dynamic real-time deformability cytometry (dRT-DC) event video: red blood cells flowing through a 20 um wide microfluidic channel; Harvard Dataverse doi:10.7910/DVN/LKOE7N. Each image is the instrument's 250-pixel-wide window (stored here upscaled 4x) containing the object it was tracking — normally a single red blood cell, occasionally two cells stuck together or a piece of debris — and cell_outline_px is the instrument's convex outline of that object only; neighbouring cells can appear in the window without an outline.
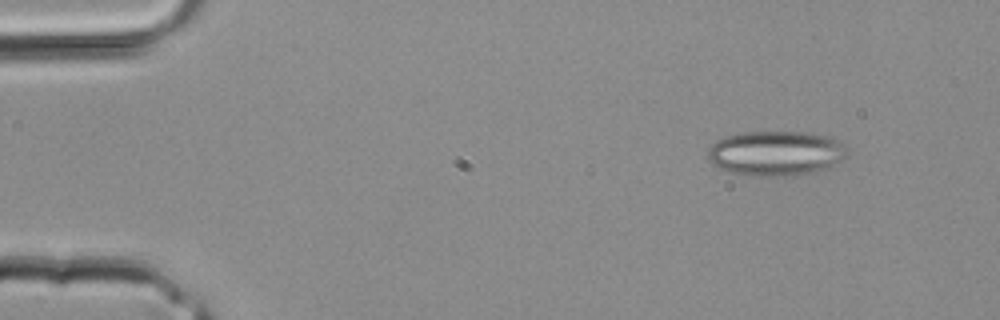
{"species": "common noctule bat (a hibernating species)", "species_latin": "Nyctalus noctula", "temperature_condition": "room temperature", "stored_images_in_passage": 2, "camera_frame_rate_fps": 3000, "um_per_image_px": 0.085, "animal": {"sex": "male", "body_mass_g": 20.4}, "frame": {"image": 1, "passage_image": 1, "time_ms": 0.0, "image_size_px": [1000, 320], "cell_outline_px": [[848, 156], [828, 168], [796, 176], [748, 176], [716, 168], [708, 160], [708, 148], [716, 140], [724, 136], [744, 132], [808, 132], [828, 136], [836, 140], [848, 148]], "centroid_in_image_um": [65.93, 13.04], "position_along_channel_um": 19.1, "area_um2": 36.93}}